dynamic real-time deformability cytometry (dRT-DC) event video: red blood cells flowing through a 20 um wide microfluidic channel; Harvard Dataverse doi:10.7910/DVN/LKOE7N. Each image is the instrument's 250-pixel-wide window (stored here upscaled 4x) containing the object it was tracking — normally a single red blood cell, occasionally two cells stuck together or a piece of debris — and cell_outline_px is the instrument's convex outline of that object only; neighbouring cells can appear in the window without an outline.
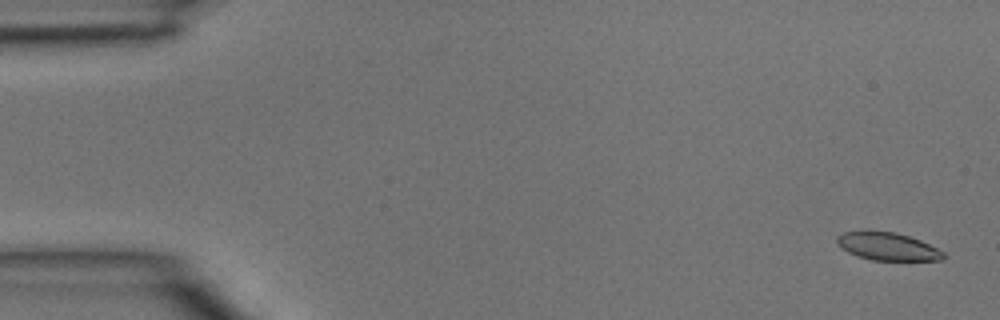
{"species": "common noctule bat (a hibernating species)", "species_latin": "Nyctalus noctula", "temperature_condition": "room temperature", "stored_images_in_passage": 4, "camera_frame_rate_fps": 3000, "um_per_image_px": 0.085, "animal": {"sex": "male", "body_mass_g": 15.6}, "frame": {"image": 1, "passage_image": 1, "time_ms": 0.0, "image_size_px": [1000, 320], "cell_outline_px": [[944, 256], [940, 260], [872, 260], [856, 256], [840, 248], [836, 240], [836, 236], [840, 232], [860, 228], [868, 228], [896, 232], [920, 240], [944, 252]], "centroid_in_image_um": [75.31, 20.89], "position_along_channel_um": 9.7, "area_um2": 17.92}}
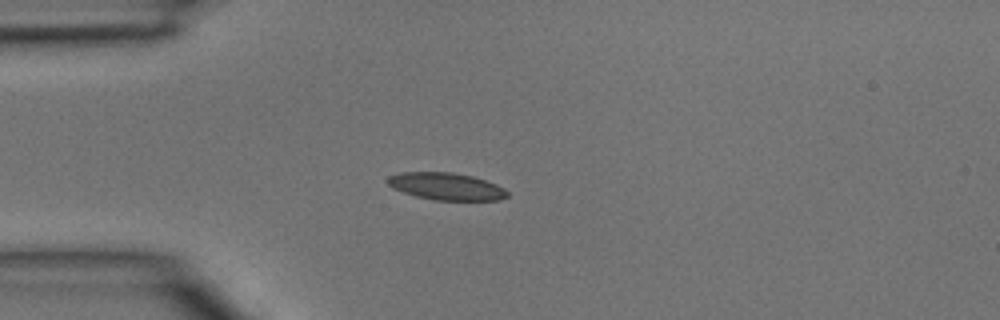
{"frame": {"image": 2, "passage_image": 4, "time_ms": 1.0, "image_size_px": [1000, 320], "cell_outline_px": [[508, 196], [500, 200], [436, 200], [416, 196], [392, 188], [384, 180], [388, 176], [400, 172], [452, 172], [472, 176], [496, 184], [504, 188], [508, 192]], "centroid_in_image_um": [37.9, 15.83], "position_along_channel_um": 47.1, "area_um2": 19.02}}